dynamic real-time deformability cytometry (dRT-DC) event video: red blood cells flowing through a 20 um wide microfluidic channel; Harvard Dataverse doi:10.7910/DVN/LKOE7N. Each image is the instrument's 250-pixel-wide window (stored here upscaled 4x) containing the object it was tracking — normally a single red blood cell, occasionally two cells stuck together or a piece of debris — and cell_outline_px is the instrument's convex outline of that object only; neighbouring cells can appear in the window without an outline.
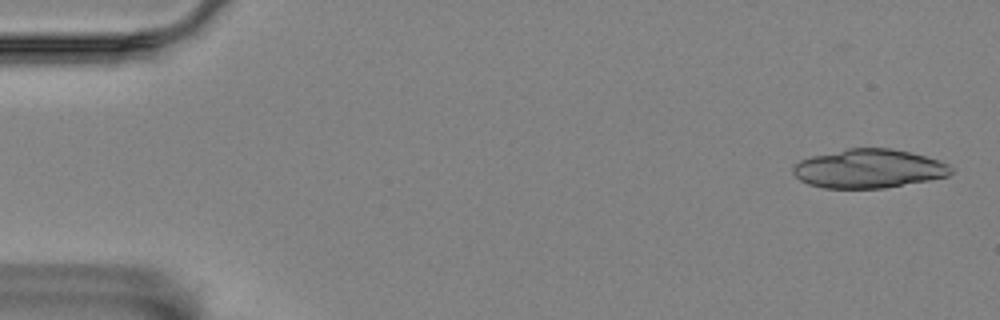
{"species": "Egyptian fruit bat (a non-hibernating species)", "species_latin": "Rousettus aegyptiacus", "temperature_condition": "room temperature", "stored_images_in_passage": 4, "camera_frame_rate_fps": 3000, "um_per_image_px": 0.085, "animal": {"sex": "female"}, "frame": {"image": 1, "passage_image": 1, "time_ms": 0.0, "image_size_px": [1000, 320], "cell_outline_px": [[952, 172], [948, 176], [928, 180], [884, 188], [824, 188], [808, 184], [800, 180], [792, 172], [792, 168], [800, 160], [812, 156], [848, 148], [892, 148], [940, 160], [948, 164], [952, 168]], "centroid_in_image_um": [73.84, 14.33], "position_along_channel_um": 11.2, "area_um2": 35.6}}